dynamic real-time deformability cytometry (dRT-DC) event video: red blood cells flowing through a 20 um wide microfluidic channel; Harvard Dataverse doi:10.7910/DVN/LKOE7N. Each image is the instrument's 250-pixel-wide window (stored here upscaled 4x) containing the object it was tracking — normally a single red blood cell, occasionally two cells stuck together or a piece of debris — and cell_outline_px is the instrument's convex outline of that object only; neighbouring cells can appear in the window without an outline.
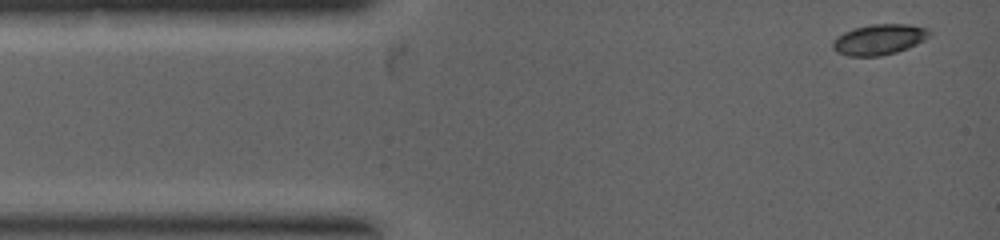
{"species": "common noctule bat (a hibernating species)", "species_latin": "Nyctalus noctula", "temperature_condition": "warm", "stored_images_in_passage": 7, "camera_frame_rate_fps": 5000, "um_per_image_px": 0.085, "animal": {"sex": "female", "body_mass_g": 19.0, "forearm_length_mm": 53.3}, "frame": {"image": 1, "passage_image": 1, "time_ms": 0.0, "image_size_px": [1000, 240], "cell_outline_px": [[932, 32], [924, 40], [908, 48], [896, 52], [880, 56], [848, 56], [836, 52], [832, 48], [832, 40], [844, 32], [856, 28], [872, 24], [908, 24], [928, 28]], "centroid_in_image_um": [74.72, 3.36], "position_along_channel_um": 10.3, "area_um2": 17.22}}
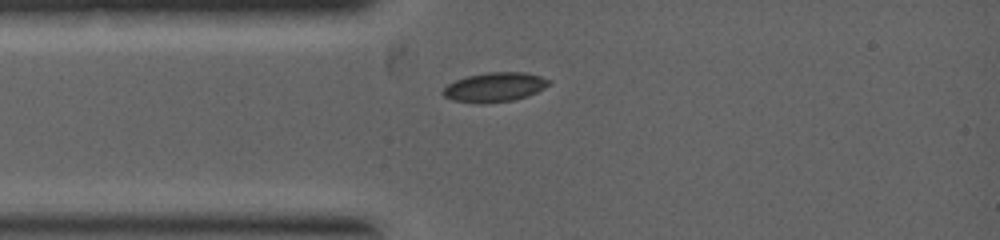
{"frame": {"image": 2, "passage_image": 5, "time_ms": 1.4, "image_size_px": [1000, 240], "cell_outline_px": [[552, 84], [528, 96], [512, 100], [484, 104], [476, 104], [452, 100], [444, 96], [440, 92], [448, 84], [456, 80], [468, 76], [488, 72], [524, 72], [540, 76], [552, 80]], "centroid_in_image_um": [42.05, 7.42], "position_along_channel_um": 42.9, "area_um2": 18.32}}
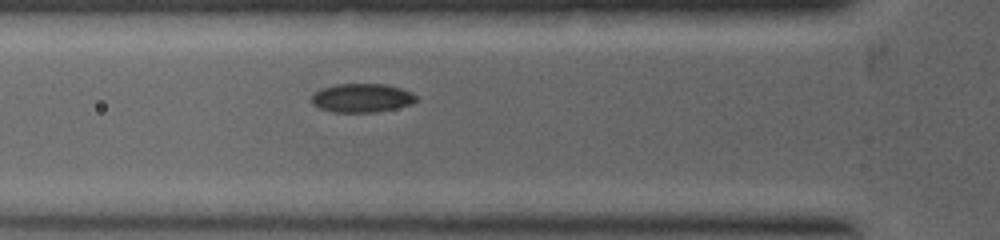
{"frame": {"image": 3, "passage_image": 7, "time_ms": 2.2, "image_size_px": [1000, 240], "cell_outline_px": [[416, 100], [412, 104], [396, 108], [376, 112], [332, 112], [320, 108], [312, 104], [312, 92], [320, 88], [336, 84], [384, 84], [400, 88], [412, 92], [416, 96]], "centroid_in_image_um": [30.73, 8.32], "position_along_channel_um": 95.1, "area_um2": 17.63}}